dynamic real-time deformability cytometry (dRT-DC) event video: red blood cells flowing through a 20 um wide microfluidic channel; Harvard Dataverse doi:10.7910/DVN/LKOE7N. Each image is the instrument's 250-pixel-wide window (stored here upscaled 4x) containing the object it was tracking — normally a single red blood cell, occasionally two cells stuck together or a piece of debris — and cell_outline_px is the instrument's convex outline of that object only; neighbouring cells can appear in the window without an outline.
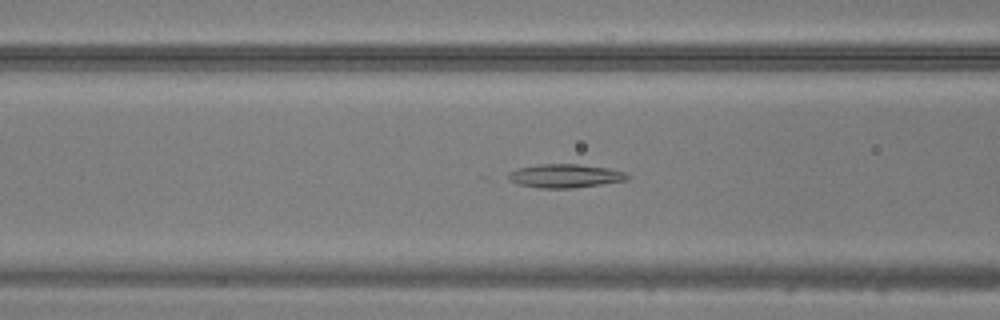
{"species": "common noctule bat (a hibernating species)", "species_latin": "Nyctalus noctula", "temperature_condition": "warm", "stored_images_in_passage": 46, "camera_frame_rate_fps": 3000, "um_per_image_px": 0.085, "animal": {"sex": "male", "body_mass_g": 20.5, "forearm_length_mm": 52.5}, "frame": {"image": 1, "passage_image": 17, "time_ms": 5.333, "image_size_px": [1000, 320], "cell_outline_px": [[632, 176], [628, 180], [572, 188], [536, 188], [520, 184], [508, 180], [508, 172], [520, 168], [540, 164], [576, 164], [608, 168], [624, 172]], "centroid_in_image_um": [48.04, 14.95], "position_along_channel_um": 118.6, "area_um2": 16.3}}
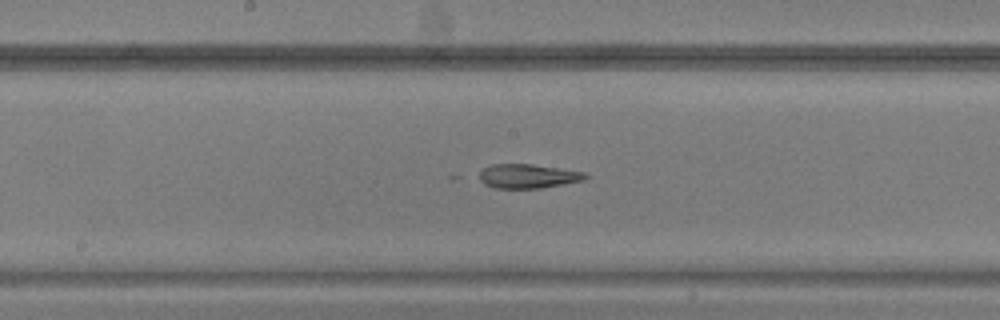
{"frame": {"image": 2, "passage_image": 23, "time_ms": 7.333, "image_size_px": [1000, 320], "cell_outline_px": [[588, 176], [584, 180], [564, 184], [540, 188], [496, 188], [484, 184], [472, 176], [484, 168], [492, 164], [532, 164], [584, 172]], "centroid_in_image_um": [44.77, 14.97], "position_along_channel_um": 203.4, "area_um2": 15.14}}
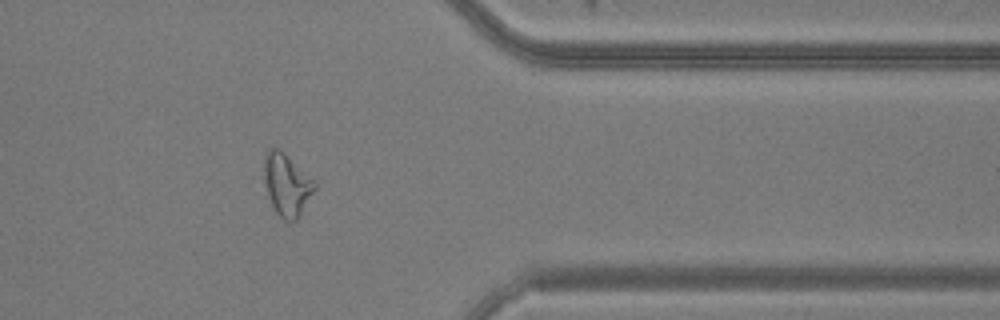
{"frame": {"image": 3, "passage_image": 37, "time_ms": 12.0, "image_size_px": [1000, 320], "cell_outline_px": [[316, 188], [300, 216], [296, 220], [284, 220], [276, 212], [268, 196], [264, 184], [264, 156], [268, 148], [280, 148], [316, 180]], "centroid_in_image_um": [24.39, 15.66], "position_along_channel_um": 387.0, "area_um2": 18.61}}